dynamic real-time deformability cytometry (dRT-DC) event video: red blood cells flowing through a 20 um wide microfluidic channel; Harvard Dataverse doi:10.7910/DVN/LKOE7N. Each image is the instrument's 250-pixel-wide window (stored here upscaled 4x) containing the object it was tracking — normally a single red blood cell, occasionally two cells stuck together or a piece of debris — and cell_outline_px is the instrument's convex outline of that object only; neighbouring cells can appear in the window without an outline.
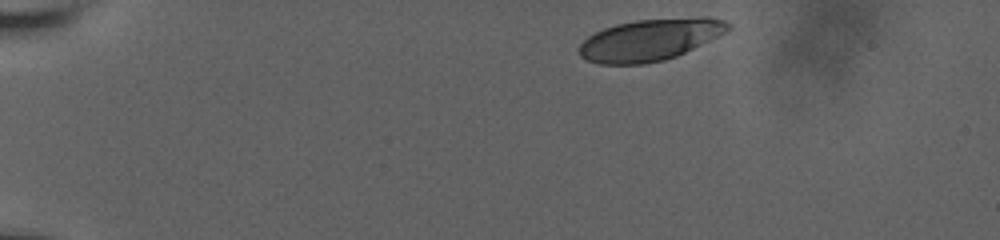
{"species": "human", "species_latin": "Homo sapiens", "temperature_condition": "room temperature", "stored_images_in_passage": 7, "camera_frame_rate_fps": 3000, "um_per_image_px": 0.085, "donor": {"sex": "male"}, "frame": {"image": 1, "passage_image": 1, "time_ms": 0.0, "image_size_px": [1000, 240], "cell_outline_px": [[732, 28], [676, 56], [664, 60], [644, 64], [600, 64], [588, 60], [580, 56], [580, 44], [588, 36], [604, 28], [616, 24], [636, 20], [700, 16], [708, 16], [724, 20], [732, 24]], "centroid_in_image_um": [55.26, 3.36], "position_along_channel_um": 29.7, "area_um2": 36.01}}
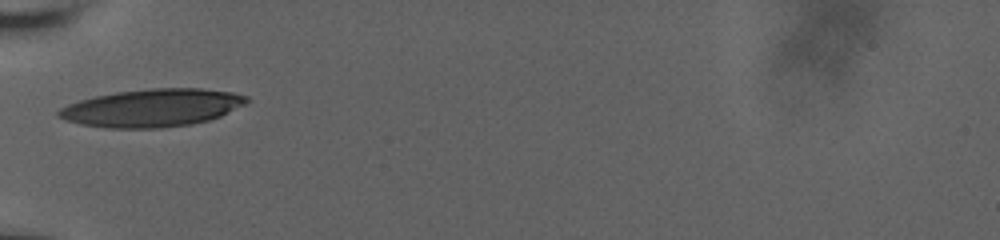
{"frame": {"image": 2, "passage_image": 5, "time_ms": 1.333, "image_size_px": [1000, 240], "cell_outline_px": [[252, 100], [220, 116], [208, 120], [188, 124], [160, 128], [108, 128], [80, 124], [56, 116], [56, 112], [60, 108], [68, 104], [80, 100], [96, 96], [116, 92], [152, 88], [200, 88], [232, 92], [248, 96]], "centroid_in_image_um": [12.93, 9.16], "position_along_channel_um": 72.1, "area_um2": 41.21}}
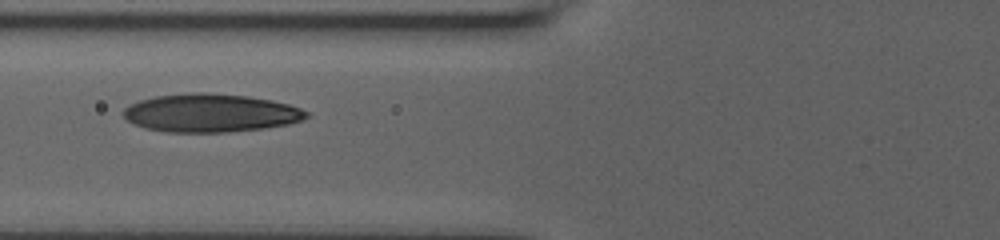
{"frame": {"image": 3, "passage_image": 6, "time_ms": 1.667, "image_size_px": [1000, 240], "cell_outline_px": [[308, 116], [304, 120], [288, 124], [264, 128], [228, 132], [168, 132], [144, 128], [132, 124], [124, 116], [124, 108], [140, 100], [156, 96], [192, 92], [204, 92], [248, 96], [272, 100], [288, 104], [300, 108], [308, 112]], "centroid_in_image_um": [17.91, 9.6], "position_along_channel_um": 107.9, "area_um2": 40.81}}